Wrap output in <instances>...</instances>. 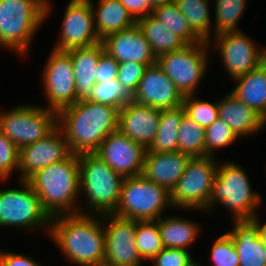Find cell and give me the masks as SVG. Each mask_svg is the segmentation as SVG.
I'll list each match as a JSON object with an SVG mask.
<instances>
[{
	"label": "cell",
	"instance_id": "obj_46",
	"mask_svg": "<svg viewBox=\"0 0 266 266\" xmlns=\"http://www.w3.org/2000/svg\"><path fill=\"white\" fill-rule=\"evenodd\" d=\"M172 2H174V0H151L152 11L156 8H159L163 5H166Z\"/></svg>",
	"mask_w": 266,
	"mask_h": 266
},
{
	"label": "cell",
	"instance_id": "obj_2",
	"mask_svg": "<svg viewBox=\"0 0 266 266\" xmlns=\"http://www.w3.org/2000/svg\"><path fill=\"white\" fill-rule=\"evenodd\" d=\"M116 107L84 100L57 113V126L73 154L94 153L102 141L118 130Z\"/></svg>",
	"mask_w": 266,
	"mask_h": 266
},
{
	"label": "cell",
	"instance_id": "obj_7",
	"mask_svg": "<svg viewBox=\"0 0 266 266\" xmlns=\"http://www.w3.org/2000/svg\"><path fill=\"white\" fill-rule=\"evenodd\" d=\"M167 207H173L170 192L139 175L123 179L120 201L112 214L137 221L158 220Z\"/></svg>",
	"mask_w": 266,
	"mask_h": 266
},
{
	"label": "cell",
	"instance_id": "obj_33",
	"mask_svg": "<svg viewBox=\"0 0 266 266\" xmlns=\"http://www.w3.org/2000/svg\"><path fill=\"white\" fill-rule=\"evenodd\" d=\"M152 15L169 27L187 45L200 43L202 40L192 31L187 19L175 2L163 5L152 11Z\"/></svg>",
	"mask_w": 266,
	"mask_h": 266
},
{
	"label": "cell",
	"instance_id": "obj_27",
	"mask_svg": "<svg viewBox=\"0 0 266 266\" xmlns=\"http://www.w3.org/2000/svg\"><path fill=\"white\" fill-rule=\"evenodd\" d=\"M157 223L164 248L188 250L200 233L197 223L182 217H160Z\"/></svg>",
	"mask_w": 266,
	"mask_h": 266
},
{
	"label": "cell",
	"instance_id": "obj_34",
	"mask_svg": "<svg viewBox=\"0 0 266 266\" xmlns=\"http://www.w3.org/2000/svg\"><path fill=\"white\" fill-rule=\"evenodd\" d=\"M88 101L113 106L120 110L133 101V93L125 88L118 78L96 82Z\"/></svg>",
	"mask_w": 266,
	"mask_h": 266
},
{
	"label": "cell",
	"instance_id": "obj_39",
	"mask_svg": "<svg viewBox=\"0 0 266 266\" xmlns=\"http://www.w3.org/2000/svg\"><path fill=\"white\" fill-rule=\"evenodd\" d=\"M19 167V149L5 134L0 132V181L7 180Z\"/></svg>",
	"mask_w": 266,
	"mask_h": 266
},
{
	"label": "cell",
	"instance_id": "obj_23",
	"mask_svg": "<svg viewBox=\"0 0 266 266\" xmlns=\"http://www.w3.org/2000/svg\"><path fill=\"white\" fill-rule=\"evenodd\" d=\"M105 51L103 43L67 51L71 55L77 101L88 100L96 83L97 64Z\"/></svg>",
	"mask_w": 266,
	"mask_h": 266
},
{
	"label": "cell",
	"instance_id": "obj_14",
	"mask_svg": "<svg viewBox=\"0 0 266 266\" xmlns=\"http://www.w3.org/2000/svg\"><path fill=\"white\" fill-rule=\"evenodd\" d=\"M105 258L103 266H142L136 247L137 220L104 214Z\"/></svg>",
	"mask_w": 266,
	"mask_h": 266
},
{
	"label": "cell",
	"instance_id": "obj_44",
	"mask_svg": "<svg viewBox=\"0 0 266 266\" xmlns=\"http://www.w3.org/2000/svg\"><path fill=\"white\" fill-rule=\"evenodd\" d=\"M0 266H43L38 261L22 254L0 251Z\"/></svg>",
	"mask_w": 266,
	"mask_h": 266
},
{
	"label": "cell",
	"instance_id": "obj_25",
	"mask_svg": "<svg viewBox=\"0 0 266 266\" xmlns=\"http://www.w3.org/2000/svg\"><path fill=\"white\" fill-rule=\"evenodd\" d=\"M97 3L94 5L91 0L94 26L100 40L109 34L128 29L137 23L119 0H99Z\"/></svg>",
	"mask_w": 266,
	"mask_h": 266
},
{
	"label": "cell",
	"instance_id": "obj_40",
	"mask_svg": "<svg viewBox=\"0 0 266 266\" xmlns=\"http://www.w3.org/2000/svg\"><path fill=\"white\" fill-rule=\"evenodd\" d=\"M152 64L138 62H122L118 65L119 82L133 94L137 89L140 79L144 76L147 67Z\"/></svg>",
	"mask_w": 266,
	"mask_h": 266
},
{
	"label": "cell",
	"instance_id": "obj_38",
	"mask_svg": "<svg viewBox=\"0 0 266 266\" xmlns=\"http://www.w3.org/2000/svg\"><path fill=\"white\" fill-rule=\"evenodd\" d=\"M210 253L212 266H239L236 247L227 232L216 239Z\"/></svg>",
	"mask_w": 266,
	"mask_h": 266
},
{
	"label": "cell",
	"instance_id": "obj_3",
	"mask_svg": "<svg viewBox=\"0 0 266 266\" xmlns=\"http://www.w3.org/2000/svg\"><path fill=\"white\" fill-rule=\"evenodd\" d=\"M27 181L51 218L80 213L76 206L77 197L81 194L77 154L71 153L66 159L41 169Z\"/></svg>",
	"mask_w": 266,
	"mask_h": 266
},
{
	"label": "cell",
	"instance_id": "obj_41",
	"mask_svg": "<svg viewBox=\"0 0 266 266\" xmlns=\"http://www.w3.org/2000/svg\"><path fill=\"white\" fill-rule=\"evenodd\" d=\"M192 259L188 250L163 248L151 261L153 266H184Z\"/></svg>",
	"mask_w": 266,
	"mask_h": 266
},
{
	"label": "cell",
	"instance_id": "obj_11",
	"mask_svg": "<svg viewBox=\"0 0 266 266\" xmlns=\"http://www.w3.org/2000/svg\"><path fill=\"white\" fill-rule=\"evenodd\" d=\"M206 41L186 45L184 48L160 55L157 64L174 82L183 96L196 94L197 87L207 74L208 49ZM210 47V48H209Z\"/></svg>",
	"mask_w": 266,
	"mask_h": 266
},
{
	"label": "cell",
	"instance_id": "obj_19",
	"mask_svg": "<svg viewBox=\"0 0 266 266\" xmlns=\"http://www.w3.org/2000/svg\"><path fill=\"white\" fill-rule=\"evenodd\" d=\"M161 110L132 101L118 112V130L146 149L153 143L160 123Z\"/></svg>",
	"mask_w": 266,
	"mask_h": 266
},
{
	"label": "cell",
	"instance_id": "obj_5",
	"mask_svg": "<svg viewBox=\"0 0 266 266\" xmlns=\"http://www.w3.org/2000/svg\"><path fill=\"white\" fill-rule=\"evenodd\" d=\"M80 192L86 198L82 214H112L120 201L123 177L94 153L79 154ZM89 211V212H88Z\"/></svg>",
	"mask_w": 266,
	"mask_h": 266
},
{
	"label": "cell",
	"instance_id": "obj_22",
	"mask_svg": "<svg viewBox=\"0 0 266 266\" xmlns=\"http://www.w3.org/2000/svg\"><path fill=\"white\" fill-rule=\"evenodd\" d=\"M217 103L218 118L228 124L238 138L251 136L264 127V118L232 93Z\"/></svg>",
	"mask_w": 266,
	"mask_h": 266
},
{
	"label": "cell",
	"instance_id": "obj_9",
	"mask_svg": "<svg viewBox=\"0 0 266 266\" xmlns=\"http://www.w3.org/2000/svg\"><path fill=\"white\" fill-rule=\"evenodd\" d=\"M22 189H0V226L50 232L51 217L28 181L20 180ZM46 226V227H45Z\"/></svg>",
	"mask_w": 266,
	"mask_h": 266
},
{
	"label": "cell",
	"instance_id": "obj_36",
	"mask_svg": "<svg viewBox=\"0 0 266 266\" xmlns=\"http://www.w3.org/2000/svg\"><path fill=\"white\" fill-rule=\"evenodd\" d=\"M182 107L185 114L204 129L218 119V103L197 99L196 94L184 96Z\"/></svg>",
	"mask_w": 266,
	"mask_h": 266
},
{
	"label": "cell",
	"instance_id": "obj_24",
	"mask_svg": "<svg viewBox=\"0 0 266 266\" xmlns=\"http://www.w3.org/2000/svg\"><path fill=\"white\" fill-rule=\"evenodd\" d=\"M227 233L236 247L239 266H266V248L252 220L234 221L232 231Z\"/></svg>",
	"mask_w": 266,
	"mask_h": 266
},
{
	"label": "cell",
	"instance_id": "obj_1",
	"mask_svg": "<svg viewBox=\"0 0 266 266\" xmlns=\"http://www.w3.org/2000/svg\"><path fill=\"white\" fill-rule=\"evenodd\" d=\"M49 237L71 263L78 266H103V215L77 213L54 216L51 218Z\"/></svg>",
	"mask_w": 266,
	"mask_h": 266
},
{
	"label": "cell",
	"instance_id": "obj_6",
	"mask_svg": "<svg viewBox=\"0 0 266 266\" xmlns=\"http://www.w3.org/2000/svg\"><path fill=\"white\" fill-rule=\"evenodd\" d=\"M251 187L248 175L240 165L219 161L206 212H212L219 203L231 211L234 221L251 220L262 202L261 195Z\"/></svg>",
	"mask_w": 266,
	"mask_h": 266
},
{
	"label": "cell",
	"instance_id": "obj_30",
	"mask_svg": "<svg viewBox=\"0 0 266 266\" xmlns=\"http://www.w3.org/2000/svg\"><path fill=\"white\" fill-rule=\"evenodd\" d=\"M209 0H174L192 31L202 40L211 41V10Z\"/></svg>",
	"mask_w": 266,
	"mask_h": 266
},
{
	"label": "cell",
	"instance_id": "obj_10",
	"mask_svg": "<svg viewBox=\"0 0 266 266\" xmlns=\"http://www.w3.org/2000/svg\"><path fill=\"white\" fill-rule=\"evenodd\" d=\"M57 127V112L36 105H20L0 112V132L20 150L45 138Z\"/></svg>",
	"mask_w": 266,
	"mask_h": 266
},
{
	"label": "cell",
	"instance_id": "obj_8",
	"mask_svg": "<svg viewBox=\"0 0 266 266\" xmlns=\"http://www.w3.org/2000/svg\"><path fill=\"white\" fill-rule=\"evenodd\" d=\"M218 162L212 156L193 157L189 160L183 175L170 192L173 208L201 210L206 213Z\"/></svg>",
	"mask_w": 266,
	"mask_h": 266
},
{
	"label": "cell",
	"instance_id": "obj_32",
	"mask_svg": "<svg viewBox=\"0 0 266 266\" xmlns=\"http://www.w3.org/2000/svg\"><path fill=\"white\" fill-rule=\"evenodd\" d=\"M205 129L183 113L179 127L178 151L193 157L205 156Z\"/></svg>",
	"mask_w": 266,
	"mask_h": 266
},
{
	"label": "cell",
	"instance_id": "obj_43",
	"mask_svg": "<svg viewBox=\"0 0 266 266\" xmlns=\"http://www.w3.org/2000/svg\"><path fill=\"white\" fill-rule=\"evenodd\" d=\"M137 22L152 14L151 0H119Z\"/></svg>",
	"mask_w": 266,
	"mask_h": 266
},
{
	"label": "cell",
	"instance_id": "obj_20",
	"mask_svg": "<svg viewBox=\"0 0 266 266\" xmlns=\"http://www.w3.org/2000/svg\"><path fill=\"white\" fill-rule=\"evenodd\" d=\"M101 42L105 51L118 63H157V58L137 23L128 29L107 35Z\"/></svg>",
	"mask_w": 266,
	"mask_h": 266
},
{
	"label": "cell",
	"instance_id": "obj_4",
	"mask_svg": "<svg viewBox=\"0 0 266 266\" xmlns=\"http://www.w3.org/2000/svg\"><path fill=\"white\" fill-rule=\"evenodd\" d=\"M51 7L49 0H0V47L21 57L28 54L32 38Z\"/></svg>",
	"mask_w": 266,
	"mask_h": 266
},
{
	"label": "cell",
	"instance_id": "obj_21",
	"mask_svg": "<svg viewBox=\"0 0 266 266\" xmlns=\"http://www.w3.org/2000/svg\"><path fill=\"white\" fill-rule=\"evenodd\" d=\"M191 157L182 152H146L142 175L152 182L172 191L183 175Z\"/></svg>",
	"mask_w": 266,
	"mask_h": 266
},
{
	"label": "cell",
	"instance_id": "obj_31",
	"mask_svg": "<svg viewBox=\"0 0 266 266\" xmlns=\"http://www.w3.org/2000/svg\"><path fill=\"white\" fill-rule=\"evenodd\" d=\"M248 0H215L214 21L215 32L214 37L228 32H240L238 24Z\"/></svg>",
	"mask_w": 266,
	"mask_h": 266
},
{
	"label": "cell",
	"instance_id": "obj_26",
	"mask_svg": "<svg viewBox=\"0 0 266 266\" xmlns=\"http://www.w3.org/2000/svg\"><path fill=\"white\" fill-rule=\"evenodd\" d=\"M234 82L237 83L236 87L230 93L265 118L266 61L258 68L234 79Z\"/></svg>",
	"mask_w": 266,
	"mask_h": 266
},
{
	"label": "cell",
	"instance_id": "obj_17",
	"mask_svg": "<svg viewBox=\"0 0 266 266\" xmlns=\"http://www.w3.org/2000/svg\"><path fill=\"white\" fill-rule=\"evenodd\" d=\"M71 153L64 133L57 126L45 138L19 150V180L27 181L36 172L66 159Z\"/></svg>",
	"mask_w": 266,
	"mask_h": 266
},
{
	"label": "cell",
	"instance_id": "obj_37",
	"mask_svg": "<svg viewBox=\"0 0 266 266\" xmlns=\"http://www.w3.org/2000/svg\"><path fill=\"white\" fill-rule=\"evenodd\" d=\"M205 133V156L216 157L214 152L238 139L229 125L219 118L205 129Z\"/></svg>",
	"mask_w": 266,
	"mask_h": 266
},
{
	"label": "cell",
	"instance_id": "obj_47",
	"mask_svg": "<svg viewBox=\"0 0 266 266\" xmlns=\"http://www.w3.org/2000/svg\"><path fill=\"white\" fill-rule=\"evenodd\" d=\"M184 266H200V265H199V262L193 258L191 261H189V262H188L186 265H184Z\"/></svg>",
	"mask_w": 266,
	"mask_h": 266
},
{
	"label": "cell",
	"instance_id": "obj_16",
	"mask_svg": "<svg viewBox=\"0 0 266 266\" xmlns=\"http://www.w3.org/2000/svg\"><path fill=\"white\" fill-rule=\"evenodd\" d=\"M147 149L122 134H109L94 152L123 178L142 175Z\"/></svg>",
	"mask_w": 266,
	"mask_h": 266
},
{
	"label": "cell",
	"instance_id": "obj_18",
	"mask_svg": "<svg viewBox=\"0 0 266 266\" xmlns=\"http://www.w3.org/2000/svg\"><path fill=\"white\" fill-rule=\"evenodd\" d=\"M183 99L182 93L157 63L147 67L133 94L137 103L158 110L182 106Z\"/></svg>",
	"mask_w": 266,
	"mask_h": 266
},
{
	"label": "cell",
	"instance_id": "obj_13",
	"mask_svg": "<svg viewBox=\"0 0 266 266\" xmlns=\"http://www.w3.org/2000/svg\"><path fill=\"white\" fill-rule=\"evenodd\" d=\"M214 49L218 50L223 67L231 79L245 75L266 61V49L261 48L243 31L228 32L214 37Z\"/></svg>",
	"mask_w": 266,
	"mask_h": 266
},
{
	"label": "cell",
	"instance_id": "obj_48",
	"mask_svg": "<svg viewBox=\"0 0 266 266\" xmlns=\"http://www.w3.org/2000/svg\"><path fill=\"white\" fill-rule=\"evenodd\" d=\"M264 125H266V116H265V118H264Z\"/></svg>",
	"mask_w": 266,
	"mask_h": 266
},
{
	"label": "cell",
	"instance_id": "obj_35",
	"mask_svg": "<svg viewBox=\"0 0 266 266\" xmlns=\"http://www.w3.org/2000/svg\"><path fill=\"white\" fill-rule=\"evenodd\" d=\"M136 247L142 260H152L163 248L157 220L137 221Z\"/></svg>",
	"mask_w": 266,
	"mask_h": 266
},
{
	"label": "cell",
	"instance_id": "obj_42",
	"mask_svg": "<svg viewBox=\"0 0 266 266\" xmlns=\"http://www.w3.org/2000/svg\"><path fill=\"white\" fill-rule=\"evenodd\" d=\"M118 65L119 63L104 51L97 64L96 82L118 78Z\"/></svg>",
	"mask_w": 266,
	"mask_h": 266
},
{
	"label": "cell",
	"instance_id": "obj_28",
	"mask_svg": "<svg viewBox=\"0 0 266 266\" xmlns=\"http://www.w3.org/2000/svg\"><path fill=\"white\" fill-rule=\"evenodd\" d=\"M151 49L158 58L160 55L177 51L187 44L164 23L156 19L152 14L137 21Z\"/></svg>",
	"mask_w": 266,
	"mask_h": 266
},
{
	"label": "cell",
	"instance_id": "obj_29",
	"mask_svg": "<svg viewBox=\"0 0 266 266\" xmlns=\"http://www.w3.org/2000/svg\"><path fill=\"white\" fill-rule=\"evenodd\" d=\"M184 108L161 110L160 123L155 139L146 152L164 153L178 150L179 127Z\"/></svg>",
	"mask_w": 266,
	"mask_h": 266
},
{
	"label": "cell",
	"instance_id": "obj_12",
	"mask_svg": "<svg viewBox=\"0 0 266 266\" xmlns=\"http://www.w3.org/2000/svg\"><path fill=\"white\" fill-rule=\"evenodd\" d=\"M44 95L48 108L55 112L77 102L75 77L71 55L52 49L42 73Z\"/></svg>",
	"mask_w": 266,
	"mask_h": 266
},
{
	"label": "cell",
	"instance_id": "obj_15",
	"mask_svg": "<svg viewBox=\"0 0 266 266\" xmlns=\"http://www.w3.org/2000/svg\"><path fill=\"white\" fill-rule=\"evenodd\" d=\"M62 22L61 37L53 49L69 51L101 42L94 26L91 0H70Z\"/></svg>",
	"mask_w": 266,
	"mask_h": 266
},
{
	"label": "cell",
	"instance_id": "obj_45",
	"mask_svg": "<svg viewBox=\"0 0 266 266\" xmlns=\"http://www.w3.org/2000/svg\"><path fill=\"white\" fill-rule=\"evenodd\" d=\"M257 226L258 230V237L260 238L262 244L266 248V223L261 224L258 216L256 215L254 218L251 219Z\"/></svg>",
	"mask_w": 266,
	"mask_h": 266
}]
</instances>
